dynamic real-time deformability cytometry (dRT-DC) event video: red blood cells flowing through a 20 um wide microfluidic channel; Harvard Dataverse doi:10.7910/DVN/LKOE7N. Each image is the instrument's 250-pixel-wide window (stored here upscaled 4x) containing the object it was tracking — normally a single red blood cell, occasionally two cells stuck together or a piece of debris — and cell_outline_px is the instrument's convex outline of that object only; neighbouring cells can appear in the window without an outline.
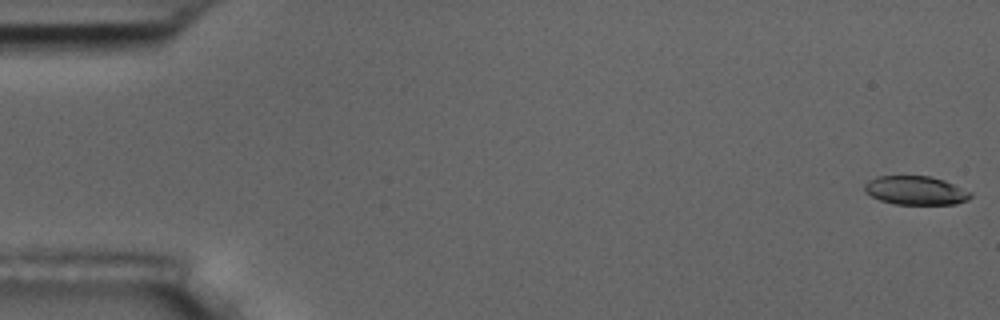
{"species": "common noctule bat (a hibernating species)", "species_latin": "Nyctalus noctula", "temperature_condition": "room temperature", "stored_images_in_passage": 6, "camera_frame_rate_fps": 3000, "um_per_image_px": 0.085, "animal": {"sex": "male", "body_mass_g": 17.5, "forearm_length_mm": 52.3}, "frame": {"image": 1, "passage_image": 1, "time_ms": 0.0, "image_size_px": [1000, 320], "cell_outline_px": [[972, 196], [968, 200], [956, 204], [896, 204], [880, 200], [864, 192], [864, 184], [868, 180], [876, 176], [932, 176], [944, 180], [972, 192]], "centroid_in_image_um": [77.83, 16.18], "position_along_channel_um": 7.2, "area_um2": 17.86}}